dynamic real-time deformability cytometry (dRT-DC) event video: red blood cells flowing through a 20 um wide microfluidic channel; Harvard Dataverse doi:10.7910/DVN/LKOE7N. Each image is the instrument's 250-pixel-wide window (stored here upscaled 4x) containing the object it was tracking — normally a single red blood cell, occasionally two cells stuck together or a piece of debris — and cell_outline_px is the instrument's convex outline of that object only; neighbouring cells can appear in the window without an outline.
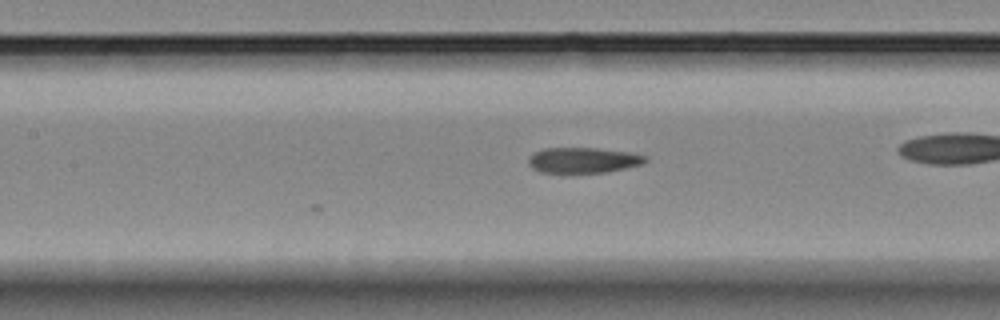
{"species": "Egyptian fruit bat (a non-hibernating species)", "species_latin": "Rousettus aegyptiacus", "temperature_condition": "room temperature", "stored_images_in_passage": 13, "camera_frame_rate_fps": 3000, "um_per_image_px": 0.085, "animal": {"sex": "female"}, "frame": {"image": 1, "passage_image": 9, "time_ms": 2.667, "image_size_px": [1000, 320], "cell_outline_px": [[648, 160], [644, 164], [608, 172], [540, 172], [532, 168], [528, 164], [528, 156], [544, 148], [596, 148], [632, 152], [648, 156]], "centroid_in_image_um": [49.62, 13.61], "position_along_channel_um": 157.8, "area_um2": 17.51}}